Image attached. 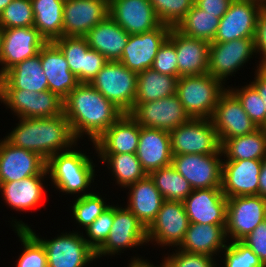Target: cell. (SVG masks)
Masks as SVG:
<instances>
[{"instance_id": "e0dca14e", "label": "cell", "mask_w": 266, "mask_h": 267, "mask_svg": "<svg viewBox=\"0 0 266 267\" xmlns=\"http://www.w3.org/2000/svg\"><path fill=\"white\" fill-rule=\"evenodd\" d=\"M46 43L34 26L2 29L0 77L18 63L38 54Z\"/></svg>"}, {"instance_id": "5b68a950", "label": "cell", "mask_w": 266, "mask_h": 267, "mask_svg": "<svg viewBox=\"0 0 266 267\" xmlns=\"http://www.w3.org/2000/svg\"><path fill=\"white\" fill-rule=\"evenodd\" d=\"M227 89L211 74L182 76L176 94L186 113L193 119H211L220 95Z\"/></svg>"}, {"instance_id": "52a82bcc", "label": "cell", "mask_w": 266, "mask_h": 267, "mask_svg": "<svg viewBox=\"0 0 266 267\" xmlns=\"http://www.w3.org/2000/svg\"><path fill=\"white\" fill-rule=\"evenodd\" d=\"M147 229L139 219L123 205H114V220L105 243L95 252L96 260L101 257L121 255L131 248L146 246ZM123 251V252H122ZM108 255V256H107Z\"/></svg>"}, {"instance_id": "f546056e", "label": "cell", "mask_w": 266, "mask_h": 267, "mask_svg": "<svg viewBox=\"0 0 266 267\" xmlns=\"http://www.w3.org/2000/svg\"><path fill=\"white\" fill-rule=\"evenodd\" d=\"M225 226L190 223L185 237L177 249L187 253L205 254L216 258L217 256L221 257V252L228 243Z\"/></svg>"}, {"instance_id": "ffe728a7", "label": "cell", "mask_w": 266, "mask_h": 267, "mask_svg": "<svg viewBox=\"0 0 266 267\" xmlns=\"http://www.w3.org/2000/svg\"><path fill=\"white\" fill-rule=\"evenodd\" d=\"M171 28L161 24L152 31L129 34L119 62L137 74L151 68L155 56L168 38Z\"/></svg>"}, {"instance_id": "836d02e7", "label": "cell", "mask_w": 266, "mask_h": 267, "mask_svg": "<svg viewBox=\"0 0 266 267\" xmlns=\"http://www.w3.org/2000/svg\"><path fill=\"white\" fill-rule=\"evenodd\" d=\"M221 150L223 161L263 160L266 157V128L227 139Z\"/></svg>"}, {"instance_id": "d4e9b609", "label": "cell", "mask_w": 266, "mask_h": 267, "mask_svg": "<svg viewBox=\"0 0 266 267\" xmlns=\"http://www.w3.org/2000/svg\"><path fill=\"white\" fill-rule=\"evenodd\" d=\"M168 38L174 43L177 54L178 78L208 74L210 42L189 37L171 28Z\"/></svg>"}, {"instance_id": "7c38bea8", "label": "cell", "mask_w": 266, "mask_h": 267, "mask_svg": "<svg viewBox=\"0 0 266 267\" xmlns=\"http://www.w3.org/2000/svg\"><path fill=\"white\" fill-rule=\"evenodd\" d=\"M190 222L182 201L165 200L154 221L147 228V242L177 248L185 237Z\"/></svg>"}, {"instance_id": "4fadbf2b", "label": "cell", "mask_w": 266, "mask_h": 267, "mask_svg": "<svg viewBox=\"0 0 266 267\" xmlns=\"http://www.w3.org/2000/svg\"><path fill=\"white\" fill-rule=\"evenodd\" d=\"M223 154L173 155L172 165L190 184L191 188H221Z\"/></svg>"}, {"instance_id": "5bb4252c", "label": "cell", "mask_w": 266, "mask_h": 267, "mask_svg": "<svg viewBox=\"0 0 266 267\" xmlns=\"http://www.w3.org/2000/svg\"><path fill=\"white\" fill-rule=\"evenodd\" d=\"M129 114L140 126L168 132L191 119L177 94L152 102L134 104Z\"/></svg>"}, {"instance_id": "7dc6e473", "label": "cell", "mask_w": 266, "mask_h": 267, "mask_svg": "<svg viewBox=\"0 0 266 267\" xmlns=\"http://www.w3.org/2000/svg\"><path fill=\"white\" fill-rule=\"evenodd\" d=\"M174 251L170 254H165L162 262L166 267H217L218 265H222L216 261L218 259L216 257L205 254L187 253L180 249H174Z\"/></svg>"}, {"instance_id": "d590c367", "label": "cell", "mask_w": 266, "mask_h": 267, "mask_svg": "<svg viewBox=\"0 0 266 267\" xmlns=\"http://www.w3.org/2000/svg\"><path fill=\"white\" fill-rule=\"evenodd\" d=\"M177 80V77L161 74L152 68L138 73L134 104L152 102L176 94Z\"/></svg>"}, {"instance_id": "d6986e66", "label": "cell", "mask_w": 266, "mask_h": 267, "mask_svg": "<svg viewBox=\"0 0 266 267\" xmlns=\"http://www.w3.org/2000/svg\"><path fill=\"white\" fill-rule=\"evenodd\" d=\"M264 6L250 0H233L219 22L212 42L254 38L257 19Z\"/></svg>"}, {"instance_id": "bcb514c9", "label": "cell", "mask_w": 266, "mask_h": 267, "mask_svg": "<svg viewBox=\"0 0 266 267\" xmlns=\"http://www.w3.org/2000/svg\"><path fill=\"white\" fill-rule=\"evenodd\" d=\"M114 220V204L100 214L96 220L86 227L84 239L96 252L107 240Z\"/></svg>"}, {"instance_id": "ab89813d", "label": "cell", "mask_w": 266, "mask_h": 267, "mask_svg": "<svg viewBox=\"0 0 266 267\" xmlns=\"http://www.w3.org/2000/svg\"><path fill=\"white\" fill-rule=\"evenodd\" d=\"M106 199L99 192L93 191L91 194L76 197L71 206V217L76 221L75 224L83 229L92 224L110 206Z\"/></svg>"}, {"instance_id": "ba28073f", "label": "cell", "mask_w": 266, "mask_h": 267, "mask_svg": "<svg viewBox=\"0 0 266 267\" xmlns=\"http://www.w3.org/2000/svg\"><path fill=\"white\" fill-rule=\"evenodd\" d=\"M0 103L17 118H52L63 114V99L49 90L31 92L23 89H0Z\"/></svg>"}, {"instance_id": "ac0fdd59", "label": "cell", "mask_w": 266, "mask_h": 267, "mask_svg": "<svg viewBox=\"0 0 266 267\" xmlns=\"http://www.w3.org/2000/svg\"><path fill=\"white\" fill-rule=\"evenodd\" d=\"M47 161L39 154L0 139V183L20 181L30 176H48Z\"/></svg>"}, {"instance_id": "6da1fadb", "label": "cell", "mask_w": 266, "mask_h": 267, "mask_svg": "<svg viewBox=\"0 0 266 267\" xmlns=\"http://www.w3.org/2000/svg\"><path fill=\"white\" fill-rule=\"evenodd\" d=\"M63 103V113L77 141L87 137L94 143L124 114L90 83H79Z\"/></svg>"}, {"instance_id": "f907efd6", "label": "cell", "mask_w": 266, "mask_h": 267, "mask_svg": "<svg viewBox=\"0 0 266 267\" xmlns=\"http://www.w3.org/2000/svg\"><path fill=\"white\" fill-rule=\"evenodd\" d=\"M255 50L260 61L256 64L259 67H266V7L260 12L256 24L254 37Z\"/></svg>"}, {"instance_id": "7402d4cb", "label": "cell", "mask_w": 266, "mask_h": 267, "mask_svg": "<svg viewBox=\"0 0 266 267\" xmlns=\"http://www.w3.org/2000/svg\"><path fill=\"white\" fill-rule=\"evenodd\" d=\"M109 16L128 34L152 31L162 24L149 0H110Z\"/></svg>"}, {"instance_id": "4dcf8cb0", "label": "cell", "mask_w": 266, "mask_h": 267, "mask_svg": "<svg viewBox=\"0 0 266 267\" xmlns=\"http://www.w3.org/2000/svg\"><path fill=\"white\" fill-rule=\"evenodd\" d=\"M127 189L129 190L127 194L128 201L125 206L147 229L165 201L164 197L149 175L128 186L125 190Z\"/></svg>"}, {"instance_id": "8fae6325", "label": "cell", "mask_w": 266, "mask_h": 267, "mask_svg": "<svg viewBox=\"0 0 266 267\" xmlns=\"http://www.w3.org/2000/svg\"><path fill=\"white\" fill-rule=\"evenodd\" d=\"M266 219V198L260 195L227 198L225 232L228 242L241 241Z\"/></svg>"}, {"instance_id": "9f6ffc18", "label": "cell", "mask_w": 266, "mask_h": 267, "mask_svg": "<svg viewBox=\"0 0 266 267\" xmlns=\"http://www.w3.org/2000/svg\"><path fill=\"white\" fill-rule=\"evenodd\" d=\"M13 0H0V14Z\"/></svg>"}, {"instance_id": "8d00e7d4", "label": "cell", "mask_w": 266, "mask_h": 267, "mask_svg": "<svg viewBox=\"0 0 266 267\" xmlns=\"http://www.w3.org/2000/svg\"><path fill=\"white\" fill-rule=\"evenodd\" d=\"M96 156L100 159L98 162L105 163L104 165L107 166L109 173L111 172V176H113V181L122 189H126L148 175L142 168L136 154H97Z\"/></svg>"}, {"instance_id": "e575fe53", "label": "cell", "mask_w": 266, "mask_h": 267, "mask_svg": "<svg viewBox=\"0 0 266 267\" xmlns=\"http://www.w3.org/2000/svg\"><path fill=\"white\" fill-rule=\"evenodd\" d=\"M31 2L34 13L33 26L46 41L53 42L62 37L65 0H31Z\"/></svg>"}, {"instance_id": "484cf974", "label": "cell", "mask_w": 266, "mask_h": 267, "mask_svg": "<svg viewBox=\"0 0 266 267\" xmlns=\"http://www.w3.org/2000/svg\"><path fill=\"white\" fill-rule=\"evenodd\" d=\"M139 136L140 125L129 113H124L92 144L94 154H136Z\"/></svg>"}, {"instance_id": "9a60e30c", "label": "cell", "mask_w": 266, "mask_h": 267, "mask_svg": "<svg viewBox=\"0 0 266 267\" xmlns=\"http://www.w3.org/2000/svg\"><path fill=\"white\" fill-rule=\"evenodd\" d=\"M211 121L221 145L227 139L247 135L258 129L228 88L220 95Z\"/></svg>"}, {"instance_id": "60d3db41", "label": "cell", "mask_w": 266, "mask_h": 267, "mask_svg": "<svg viewBox=\"0 0 266 267\" xmlns=\"http://www.w3.org/2000/svg\"><path fill=\"white\" fill-rule=\"evenodd\" d=\"M19 237L22 253L16 260V267H48L47 254L42 243L28 230H13Z\"/></svg>"}, {"instance_id": "6f0895ef", "label": "cell", "mask_w": 266, "mask_h": 267, "mask_svg": "<svg viewBox=\"0 0 266 267\" xmlns=\"http://www.w3.org/2000/svg\"><path fill=\"white\" fill-rule=\"evenodd\" d=\"M250 1H255L257 3L262 4L264 7H266V0H250Z\"/></svg>"}, {"instance_id": "8992f818", "label": "cell", "mask_w": 266, "mask_h": 267, "mask_svg": "<svg viewBox=\"0 0 266 267\" xmlns=\"http://www.w3.org/2000/svg\"><path fill=\"white\" fill-rule=\"evenodd\" d=\"M137 75L119 61H108L89 83L123 113H130L137 93Z\"/></svg>"}, {"instance_id": "1f68e13d", "label": "cell", "mask_w": 266, "mask_h": 267, "mask_svg": "<svg viewBox=\"0 0 266 267\" xmlns=\"http://www.w3.org/2000/svg\"><path fill=\"white\" fill-rule=\"evenodd\" d=\"M85 37L91 49L101 53L108 61H119L129 34L108 15Z\"/></svg>"}, {"instance_id": "db71d44e", "label": "cell", "mask_w": 266, "mask_h": 267, "mask_svg": "<svg viewBox=\"0 0 266 267\" xmlns=\"http://www.w3.org/2000/svg\"><path fill=\"white\" fill-rule=\"evenodd\" d=\"M130 263H127V267H166L165 264L162 262L159 265H155L153 262L151 263L148 259H143V257L138 256H131L130 260L128 261Z\"/></svg>"}, {"instance_id": "74e56055", "label": "cell", "mask_w": 266, "mask_h": 267, "mask_svg": "<svg viewBox=\"0 0 266 267\" xmlns=\"http://www.w3.org/2000/svg\"><path fill=\"white\" fill-rule=\"evenodd\" d=\"M164 200L184 201L192 192L189 182L172 164L151 171L149 174Z\"/></svg>"}, {"instance_id": "cb8c5ba5", "label": "cell", "mask_w": 266, "mask_h": 267, "mask_svg": "<svg viewBox=\"0 0 266 267\" xmlns=\"http://www.w3.org/2000/svg\"><path fill=\"white\" fill-rule=\"evenodd\" d=\"M263 160L223 161L221 189L226 198L259 195Z\"/></svg>"}, {"instance_id": "2e32d148", "label": "cell", "mask_w": 266, "mask_h": 267, "mask_svg": "<svg viewBox=\"0 0 266 267\" xmlns=\"http://www.w3.org/2000/svg\"><path fill=\"white\" fill-rule=\"evenodd\" d=\"M53 43L64 54L70 71L80 83H89L108 60L89 47L85 36H62Z\"/></svg>"}, {"instance_id": "44dd1931", "label": "cell", "mask_w": 266, "mask_h": 267, "mask_svg": "<svg viewBox=\"0 0 266 267\" xmlns=\"http://www.w3.org/2000/svg\"><path fill=\"white\" fill-rule=\"evenodd\" d=\"M108 15L107 0H65L62 36H85Z\"/></svg>"}, {"instance_id": "ee69618b", "label": "cell", "mask_w": 266, "mask_h": 267, "mask_svg": "<svg viewBox=\"0 0 266 267\" xmlns=\"http://www.w3.org/2000/svg\"><path fill=\"white\" fill-rule=\"evenodd\" d=\"M224 253V254H223ZM223 266L218 267H265L259 257L242 241L228 242L221 252Z\"/></svg>"}, {"instance_id": "f1b7e54d", "label": "cell", "mask_w": 266, "mask_h": 267, "mask_svg": "<svg viewBox=\"0 0 266 267\" xmlns=\"http://www.w3.org/2000/svg\"><path fill=\"white\" fill-rule=\"evenodd\" d=\"M45 178L30 176L20 181L0 183V192L4 203L15 211H31L39 207L45 199Z\"/></svg>"}, {"instance_id": "816d5d0a", "label": "cell", "mask_w": 266, "mask_h": 267, "mask_svg": "<svg viewBox=\"0 0 266 267\" xmlns=\"http://www.w3.org/2000/svg\"><path fill=\"white\" fill-rule=\"evenodd\" d=\"M232 1L233 0H195L194 4L206 13L216 14V17L221 19L227 12Z\"/></svg>"}, {"instance_id": "b9f144b4", "label": "cell", "mask_w": 266, "mask_h": 267, "mask_svg": "<svg viewBox=\"0 0 266 267\" xmlns=\"http://www.w3.org/2000/svg\"><path fill=\"white\" fill-rule=\"evenodd\" d=\"M227 88L238 98L254 124L258 128H266L265 103L258 91L250 83L241 87H229L228 85Z\"/></svg>"}, {"instance_id": "4316f807", "label": "cell", "mask_w": 266, "mask_h": 267, "mask_svg": "<svg viewBox=\"0 0 266 267\" xmlns=\"http://www.w3.org/2000/svg\"><path fill=\"white\" fill-rule=\"evenodd\" d=\"M40 59L47 77L48 90L64 100L80 83L70 71L64 54L53 42H47L40 49Z\"/></svg>"}, {"instance_id": "9c48e42d", "label": "cell", "mask_w": 266, "mask_h": 267, "mask_svg": "<svg viewBox=\"0 0 266 267\" xmlns=\"http://www.w3.org/2000/svg\"><path fill=\"white\" fill-rule=\"evenodd\" d=\"M257 57L254 38H241L227 42H210L208 74L224 85L230 76L244 68L253 56ZM227 79V80H226Z\"/></svg>"}, {"instance_id": "7bdbcfd3", "label": "cell", "mask_w": 266, "mask_h": 267, "mask_svg": "<svg viewBox=\"0 0 266 267\" xmlns=\"http://www.w3.org/2000/svg\"><path fill=\"white\" fill-rule=\"evenodd\" d=\"M34 13L31 0H13L0 14V28L31 27Z\"/></svg>"}, {"instance_id": "83f0119b", "label": "cell", "mask_w": 266, "mask_h": 267, "mask_svg": "<svg viewBox=\"0 0 266 267\" xmlns=\"http://www.w3.org/2000/svg\"><path fill=\"white\" fill-rule=\"evenodd\" d=\"M136 155L147 174L172 164L170 133L140 126Z\"/></svg>"}, {"instance_id": "d6a6232c", "label": "cell", "mask_w": 266, "mask_h": 267, "mask_svg": "<svg viewBox=\"0 0 266 267\" xmlns=\"http://www.w3.org/2000/svg\"><path fill=\"white\" fill-rule=\"evenodd\" d=\"M0 89H23L31 92L48 90L47 77L43 72L40 51L9 69L0 77Z\"/></svg>"}, {"instance_id": "f5cc1de1", "label": "cell", "mask_w": 266, "mask_h": 267, "mask_svg": "<svg viewBox=\"0 0 266 267\" xmlns=\"http://www.w3.org/2000/svg\"><path fill=\"white\" fill-rule=\"evenodd\" d=\"M254 80L249 83L258 91V94L265 103L266 110V67H255Z\"/></svg>"}, {"instance_id": "3957f363", "label": "cell", "mask_w": 266, "mask_h": 267, "mask_svg": "<svg viewBox=\"0 0 266 267\" xmlns=\"http://www.w3.org/2000/svg\"><path fill=\"white\" fill-rule=\"evenodd\" d=\"M77 146L76 143L69 150L54 154L47 160L46 166L55 190H59V194H75L73 198L91 194V183L96 177V164L92 157L86 155V151L78 150Z\"/></svg>"}, {"instance_id": "f6af8a7d", "label": "cell", "mask_w": 266, "mask_h": 267, "mask_svg": "<svg viewBox=\"0 0 266 267\" xmlns=\"http://www.w3.org/2000/svg\"><path fill=\"white\" fill-rule=\"evenodd\" d=\"M162 24L176 27L194 6L195 0H149Z\"/></svg>"}, {"instance_id": "30bf717a", "label": "cell", "mask_w": 266, "mask_h": 267, "mask_svg": "<svg viewBox=\"0 0 266 267\" xmlns=\"http://www.w3.org/2000/svg\"><path fill=\"white\" fill-rule=\"evenodd\" d=\"M170 133L173 155L216 154L221 144L211 119H193Z\"/></svg>"}, {"instance_id": "7a4b0ae2", "label": "cell", "mask_w": 266, "mask_h": 267, "mask_svg": "<svg viewBox=\"0 0 266 267\" xmlns=\"http://www.w3.org/2000/svg\"><path fill=\"white\" fill-rule=\"evenodd\" d=\"M19 121L4 137L13 146L41 155L46 161L78 143L64 115L52 118H17Z\"/></svg>"}, {"instance_id": "603a6c76", "label": "cell", "mask_w": 266, "mask_h": 267, "mask_svg": "<svg viewBox=\"0 0 266 267\" xmlns=\"http://www.w3.org/2000/svg\"><path fill=\"white\" fill-rule=\"evenodd\" d=\"M183 203L190 223L226 225L227 198L221 188L194 189Z\"/></svg>"}, {"instance_id": "c3c4849f", "label": "cell", "mask_w": 266, "mask_h": 267, "mask_svg": "<svg viewBox=\"0 0 266 267\" xmlns=\"http://www.w3.org/2000/svg\"><path fill=\"white\" fill-rule=\"evenodd\" d=\"M151 68L161 74L178 78V64L175 45L169 38H167L159 48Z\"/></svg>"}, {"instance_id": "277c9868", "label": "cell", "mask_w": 266, "mask_h": 267, "mask_svg": "<svg viewBox=\"0 0 266 267\" xmlns=\"http://www.w3.org/2000/svg\"><path fill=\"white\" fill-rule=\"evenodd\" d=\"M11 225L13 230L28 229L42 243L47 254L48 267H87L96 261L95 251L84 239L83 232H61L52 239H45L22 220L13 218Z\"/></svg>"}, {"instance_id": "f35d334b", "label": "cell", "mask_w": 266, "mask_h": 267, "mask_svg": "<svg viewBox=\"0 0 266 267\" xmlns=\"http://www.w3.org/2000/svg\"><path fill=\"white\" fill-rule=\"evenodd\" d=\"M219 22L216 14L206 13L194 4L175 28L186 36L212 42Z\"/></svg>"}, {"instance_id": "11a10c76", "label": "cell", "mask_w": 266, "mask_h": 267, "mask_svg": "<svg viewBox=\"0 0 266 267\" xmlns=\"http://www.w3.org/2000/svg\"><path fill=\"white\" fill-rule=\"evenodd\" d=\"M259 195L266 198V157L262 161L259 175Z\"/></svg>"}, {"instance_id": "680465c9", "label": "cell", "mask_w": 266, "mask_h": 267, "mask_svg": "<svg viewBox=\"0 0 266 267\" xmlns=\"http://www.w3.org/2000/svg\"><path fill=\"white\" fill-rule=\"evenodd\" d=\"M1 41H2V29L0 28V61H1Z\"/></svg>"}, {"instance_id": "681fc988", "label": "cell", "mask_w": 266, "mask_h": 267, "mask_svg": "<svg viewBox=\"0 0 266 267\" xmlns=\"http://www.w3.org/2000/svg\"><path fill=\"white\" fill-rule=\"evenodd\" d=\"M241 241L250 247L266 267V219Z\"/></svg>"}]
</instances>
